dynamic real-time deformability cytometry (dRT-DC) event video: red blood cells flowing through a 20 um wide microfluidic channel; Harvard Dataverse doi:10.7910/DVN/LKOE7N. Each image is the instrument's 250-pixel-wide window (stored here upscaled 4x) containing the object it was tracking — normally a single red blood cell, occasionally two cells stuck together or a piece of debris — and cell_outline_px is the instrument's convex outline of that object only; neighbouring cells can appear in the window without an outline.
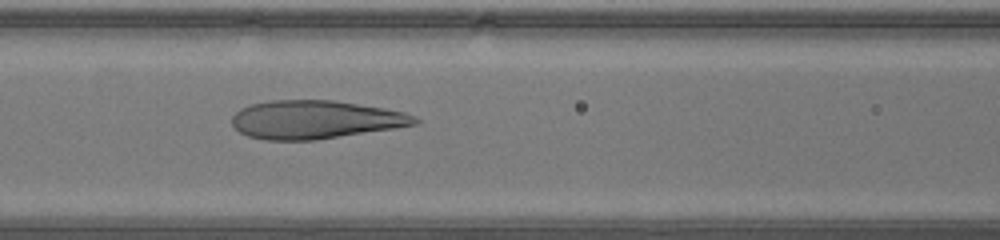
{"species": "human", "species_latin": "Homo sapiens", "temperature_condition": "warm", "stored_images_in_passage": 28, "camera_frame_rate_fps": 3000, "um_per_image_px": 0.085, "donor": {"sex": "male"}, "frame": {"image": 1, "passage_image": 6, "time_ms": 1.667, "image_size_px": [1000, 240], "cell_outline_px": [[420, 120], [416, 124], [392, 128], [316, 140], [264, 140], [248, 136], [240, 132], [232, 124], [232, 116], [240, 108], [252, 104], [272, 100], [336, 100], [404, 112], [416, 116]], "centroid_in_image_um": [26.76, 10.16], "position_along_channel_um": 139.8, "area_um2": 40.63}}
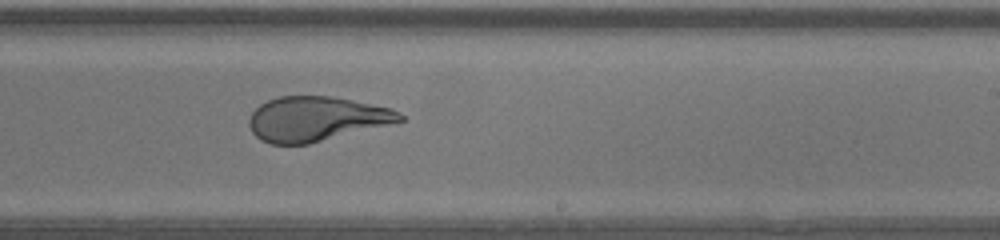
{"frame": {"image": 2, "passage_image": 14, "time_ms": 4.333, "image_size_px": [1000, 240], "cell_outline_px": [[404, 120], [308, 144], [272, 144], [260, 140], [252, 132], [248, 124], [248, 120], [252, 112], [260, 104], [268, 100], [280, 96], [332, 96], [392, 108], [400, 112], [404, 116]], "centroid_in_image_um": [26.85, 10.09], "position_along_channel_um": 262.2, "area_um2": 38.96}}
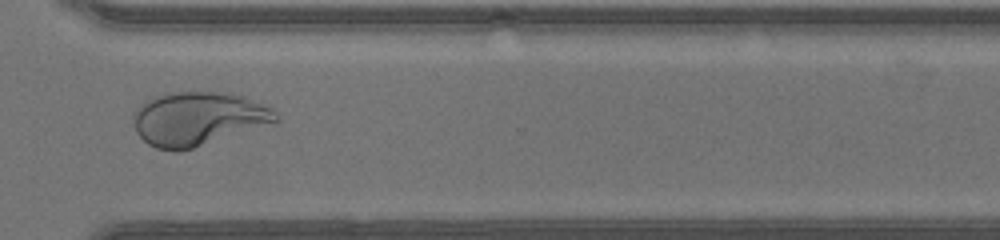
{"frame": {"image": 3, "passage_image": 20, "time_ms": 6.333, "image_size_px": [1000, 240], "cell_outline_px": [[280, 120], [192, 148], [176, 152], [172, 152], [156, 148], [148, 144], [136, 132], [132, 116], [136, 108], [144, 100], [168, 92], [220, 92], [244, 96], [272, 108], [280, 116]], "centroid_in_image_um": [16.78, 10.08], "position_along_channel_um": 353.8, "area_um2": 44.39}}